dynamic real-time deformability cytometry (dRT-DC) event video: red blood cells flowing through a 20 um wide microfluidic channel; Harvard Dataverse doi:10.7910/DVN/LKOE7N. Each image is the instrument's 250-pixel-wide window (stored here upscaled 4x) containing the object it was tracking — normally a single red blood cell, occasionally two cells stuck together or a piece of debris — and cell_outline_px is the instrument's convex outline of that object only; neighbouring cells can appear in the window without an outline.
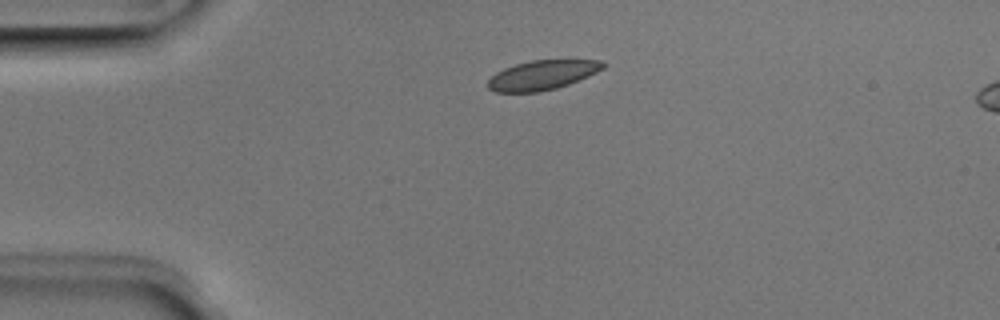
{"species": "Egyptian fruit bat (a non-hibernating species)", "species_latin": "Rousettus aegyptiacus", "temperature_condition": "room temperature", "stored_images_in_passage": 3, "camera_frame_rate_fps": 3000, "um_per_image_px": 0.085, "animal": {"sex": "male"}, "frame": {"image": 1, "passage_image": 1, "time_ms": 0.0, "image_size_px": [1000, 320], "cell_outline_px": [[608, 64], [604, 68], [588, 76], [568, 84], [556, 88], [540, 92], [496, 92], [488, 88], [488, 80], [496, 72], [504, 68], [516, 64], [532, 60], [600, 60]], "centroid_in_image_um": [46.1, 6.38], "position_along_channel_um": 38.9, "area_um2": 19.71}}
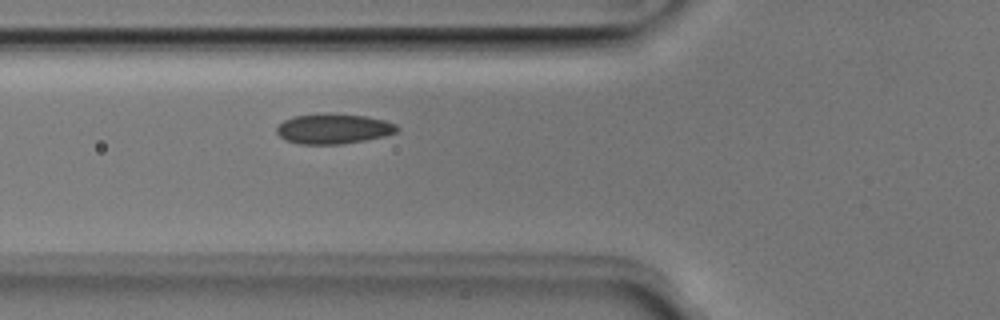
{"frame": {"image": 2, "passage_image": 3, "time_ms": 0.667, "image_size_px": [1000, 320], "cell_outline_px": [[400, 128], [396, 132], [384, 136], [364, 140], [340, 144], [296, 144], [284, 140], [276, 132], [276, 128], [284, 120], [292, 116], [364, 116], [384, 120], [396, 124]], "centroid_in_image_um": [28.33, 10.99], "position_along_channel_um": 97.5, "area_um2": 20.29}}